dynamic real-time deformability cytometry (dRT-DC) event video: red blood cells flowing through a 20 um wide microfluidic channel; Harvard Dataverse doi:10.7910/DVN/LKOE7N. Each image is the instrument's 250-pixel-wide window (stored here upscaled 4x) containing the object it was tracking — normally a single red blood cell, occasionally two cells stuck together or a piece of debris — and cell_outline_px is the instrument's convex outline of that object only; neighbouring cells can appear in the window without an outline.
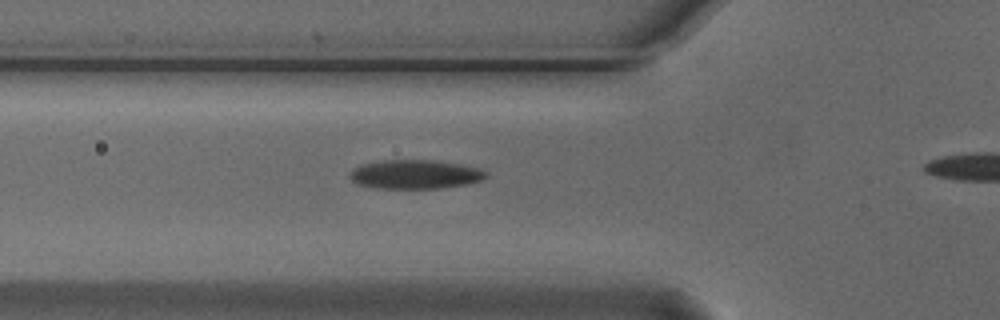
{"species": "Egyptian fruit bat (a non-hibernating species)", "species_latin": "Rousettus aegyptiacus", "temperature_condition": "cold", "stored_images_in_passage": 4, "segment_of_instrument_passage": [1, 2], "camera_frame_rate_fps": 3000, "um_per_image_px": 0.085, "animal": {"sex": "male"}, "frame": {"image": 1, "passage_image": 3, "time_ms": 0.667, "image_size_px": [1000, 320], "cell_outline_px": [[488, 176], [484, 180], [468, 184], [440, 188], [376, 188], [356, 184], [348, 176], [348, 172], [352, 168], [360, 164], [380, 160], [432, 160], [460, 164], [480, 168], [488, 172]], "centroid_in_image_um": [35.27, 14.81], "position_along_channel_um": 90.5, "area_um2": 23.41}}